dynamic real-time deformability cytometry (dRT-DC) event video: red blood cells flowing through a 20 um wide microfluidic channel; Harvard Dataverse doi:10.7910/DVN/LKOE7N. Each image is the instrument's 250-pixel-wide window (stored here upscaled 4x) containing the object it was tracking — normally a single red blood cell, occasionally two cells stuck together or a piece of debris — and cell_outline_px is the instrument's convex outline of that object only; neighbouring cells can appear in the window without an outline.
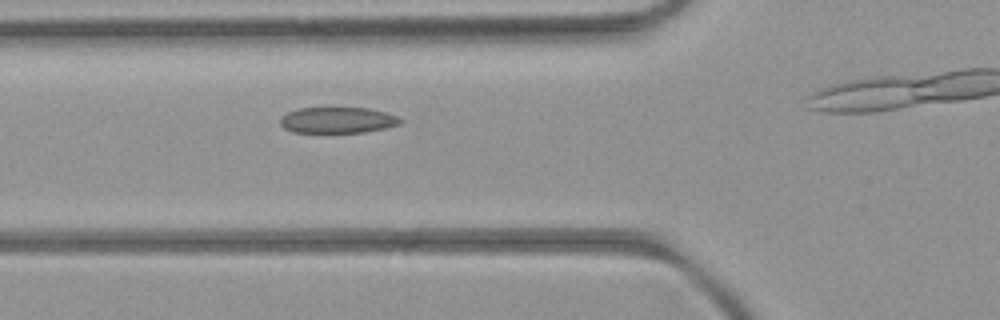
{"species": "common noctule bat (a hibernating species)", "species_latin": "Nyctalus noctula", "temperature_condition": "room temperature", "stored_images_in_passage": 3, "camera_frame_rate_fps": 3000, "um_per_image_px": 0.085, "animal": {"sex": "female", "body_mass_g": 21.9}, "frame": {"image": 1, "passage_image": 2, "time_ms": 1.0, "image_size_px": [1000, 320], "cell_outline_px": [[404, 120], [400, 124], [384, 128], [364, 132], [292, 132], [284, 128], [280, 124], [280, 120], [288, 112], [300, 108], [368, 108], [384, 112], [396, 116]], "centroid_in_image_um": [28.7, 10.21], "position_along_channel_um": 97.1, "area_um2": 17.98}}